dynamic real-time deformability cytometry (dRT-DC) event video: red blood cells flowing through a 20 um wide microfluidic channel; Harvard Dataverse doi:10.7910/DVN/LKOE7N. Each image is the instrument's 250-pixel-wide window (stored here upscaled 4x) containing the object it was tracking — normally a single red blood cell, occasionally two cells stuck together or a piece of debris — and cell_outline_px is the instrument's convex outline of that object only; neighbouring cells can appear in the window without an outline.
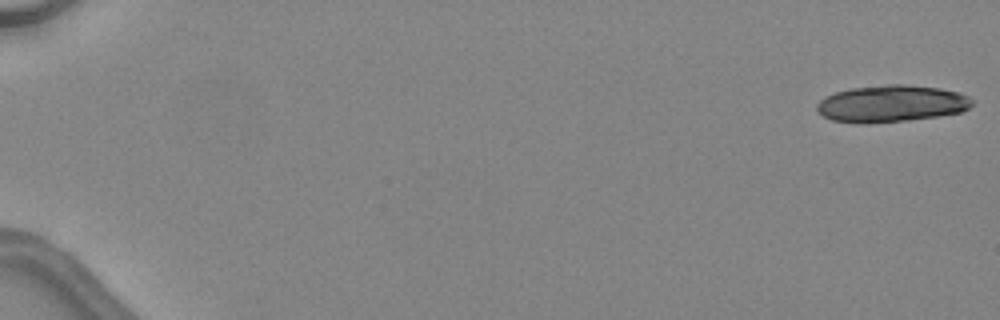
{"species": "common noctule bat (a hibernating species)", "species_latin": "Nyctalus noctula", "temperature_condition": "warm", "stored_images_in_passage": 20, "camera_frame_rate_fps": 3000, "um_per_image_px": 0.085, "animal": {"sex": "female", "body_mass_g": 24.6, "forearm_length_mm": 56.2}, "frame": {"image": 1, "passage_image": 1, "time_ms": 0.0, "image_size_px": [1000, 320], "cell_outline_px": [[972, 104], [968, 108], [960, 112], [936, 116], [908, 120], [868, 124], [860, 124], [832, 120], [824, 116], [816, 108], [816, 104], [824, 96], [836, 92], [852, 88], [884, 84], [904, 84], [940, 88], [960, 92], [968, 96], [972, 100]], "centroid_in_image_um": [75.75, 8.8], "position_along_channel_um": 9.3, "area_um2": 33.47}}